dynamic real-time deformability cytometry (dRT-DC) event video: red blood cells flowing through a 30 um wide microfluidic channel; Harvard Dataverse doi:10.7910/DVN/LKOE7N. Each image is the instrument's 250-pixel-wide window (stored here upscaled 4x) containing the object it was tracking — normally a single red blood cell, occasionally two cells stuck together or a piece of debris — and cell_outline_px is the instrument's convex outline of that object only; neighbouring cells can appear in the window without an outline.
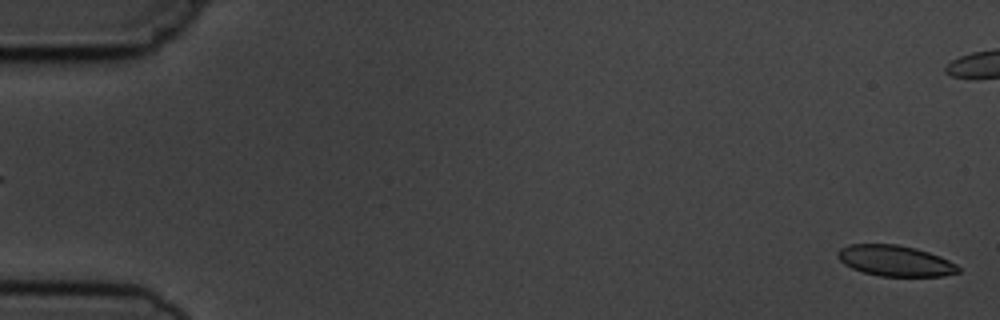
{"species": "common noctule bat (a hibernating species)", "species_latin": "Nyctalus noctula", "temperature_condition": "cold", "stored_images_in_passage": 6, "segment_of_instrument_passage": [2, 2], "camera_frame_rate_fps": 3000, "um_per_image_px": 0.085, "animal": {"sex": "male", "body_mass_g": 19.5, "forearm_length_mm": 54.6}, "frame": {"image": 1, "passage_image": 6, "time_ms": 5.667, "image_size_px": [1000, 320], "cell_outline_px": [[960, 272], [944, 276], [880, 276], [864, 272], [852, 268], [844, 264], [836, 256], [836, 252], [840, 248], [848, 244], [896, 244], [916, 248], [940, 256], [956, 264], [960, 268]], "centroid_in_image_um": [76.08, 22.16], "position_along_channel_um": 8.9, "area_um2": 21.73}}